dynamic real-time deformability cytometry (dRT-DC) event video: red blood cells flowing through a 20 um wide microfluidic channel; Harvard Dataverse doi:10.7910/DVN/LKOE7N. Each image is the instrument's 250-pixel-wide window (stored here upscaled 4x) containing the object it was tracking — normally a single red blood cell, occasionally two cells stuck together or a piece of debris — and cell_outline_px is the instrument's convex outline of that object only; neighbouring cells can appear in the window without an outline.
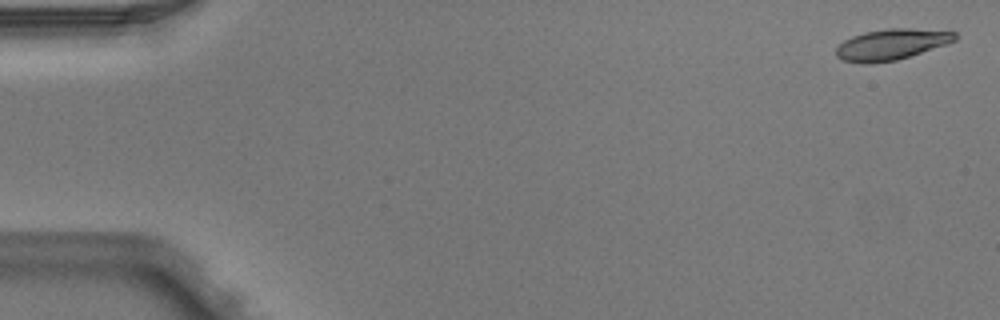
{"species": "Egyptian fruit bat (a non-hibernating species)", "species_latin": "Rousettus aegyptiacus", "temperature_condition": "warm", "stored_images_in_passage": 4, "camera_frame_rate_fps": 3000, "um_per_image_px": 0.085, "animal": {"sex": "male"}, "frame": {"image": 1, "passage_image": 1, "time_ms": 0.0, "image_size_px": [1000, 320], "cell_outline_px": [[956, 40], [948, 44], [896, 60], [868, 64], [864, 64], [840, 60], [836, 56], [836, 48], [844, 40], [852, 36], [864, 32], [888, 28], [908, 28], [956, 32]], "centroid_in_image_um": [75.74, 3.78], "position_along_channel_um": 9.3, "area_um2": 21.44}}
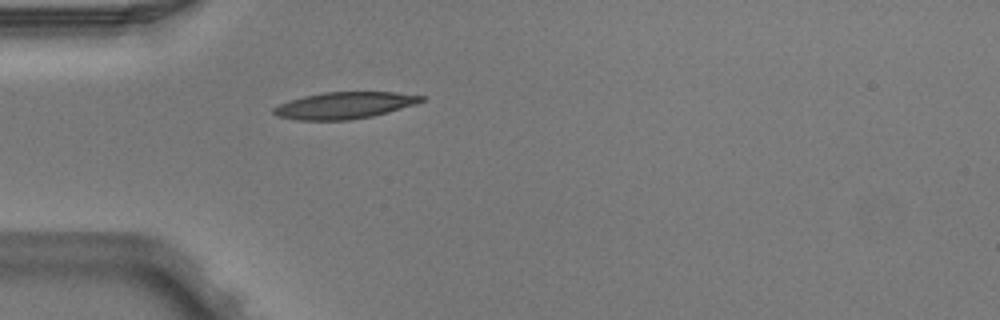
{"frame": {"image": 2, "passage_image": 4, "time_ms": 1.0, "image_size_px": [1000, 320], "cell_outline_px": [[424, 100], [416, 104], [388, 112], [372, 116], [348, 120], [296, 120], [276, 116], [272, 112], [272, 108], [288, 100], [304, 96], [324, 92], [396, 92], [424, 96]], "centroid_in_image_um": [29.25, 8.96], "position_along_channel_um": 55.8, "area_um2": 23.0}}